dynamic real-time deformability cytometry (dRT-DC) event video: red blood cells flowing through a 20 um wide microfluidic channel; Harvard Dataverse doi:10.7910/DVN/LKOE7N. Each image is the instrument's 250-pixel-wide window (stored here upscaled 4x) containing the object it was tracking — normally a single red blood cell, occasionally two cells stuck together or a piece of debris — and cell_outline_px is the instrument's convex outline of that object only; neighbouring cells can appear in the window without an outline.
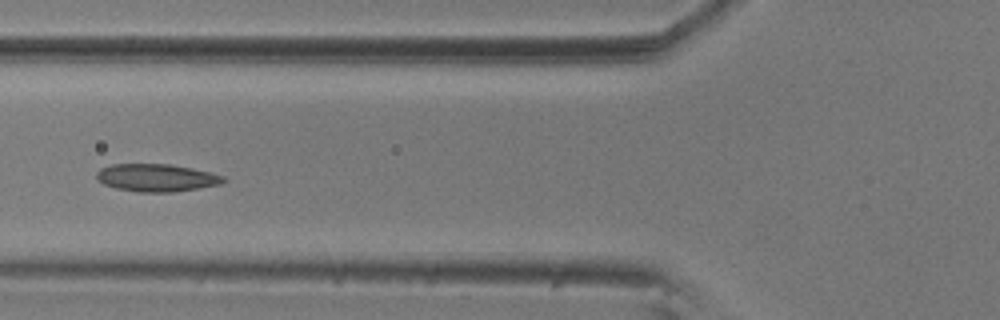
{"species": "common noctule bat (a hibernating species)", "species_latin": "Nyctalus noctula", "temperature_condition": "room temperature", "stored_images_in_passage": 7, "camera_frame_rate_fps": 3000, "um_per_image_px": 0.085, "animal": {"sex": "male", "body_mass_g": 20.5, "forearm_length_mm": 52.5}, "frame": {"image": 1, "passage_image": 6, "time_ms": 1.667, "image_size_px": [1000, 320], "cell_outline_px": [[228, 180], [220, 184], [172, 192], [136, 192], [116, 188], [104, 184], [96, 180], [96, 172], [100, 168], [112, 164], [168, 164], [192, 168], [224, 176]], "centroid_in_image_um": [13.26, 15.1], "position_along_channel_um": 112.5, "area_um2": 20.4}}
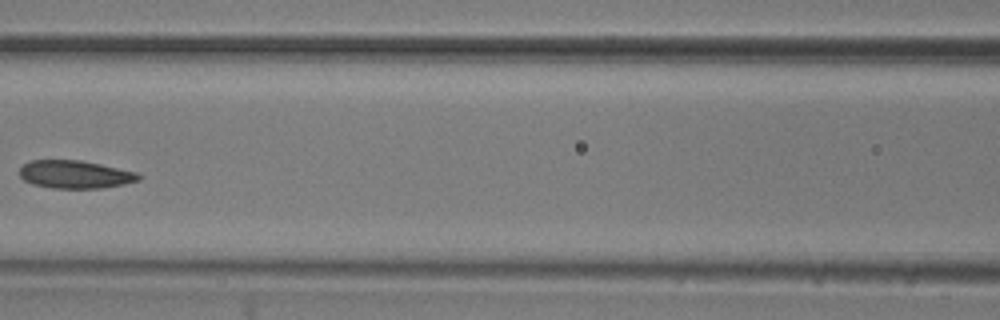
{"frame": {"image": 2, "passage_image": 7, "time_ms": 2.0, "image_size_px": [1000, 320], "cell_outline_px": [[140, 180], [124, 184], [104, 188], [52, 188], [32, 184], [24, 180], [20, 176], [20, 168], [24, 164], [32, 160], [80, 160], [100, 164], [136, 172], [140, 176]], "centroid_in_image_um": [6.37, 14.83], "position_along_channel_um": 160.2, "area_um2": 19.31}}